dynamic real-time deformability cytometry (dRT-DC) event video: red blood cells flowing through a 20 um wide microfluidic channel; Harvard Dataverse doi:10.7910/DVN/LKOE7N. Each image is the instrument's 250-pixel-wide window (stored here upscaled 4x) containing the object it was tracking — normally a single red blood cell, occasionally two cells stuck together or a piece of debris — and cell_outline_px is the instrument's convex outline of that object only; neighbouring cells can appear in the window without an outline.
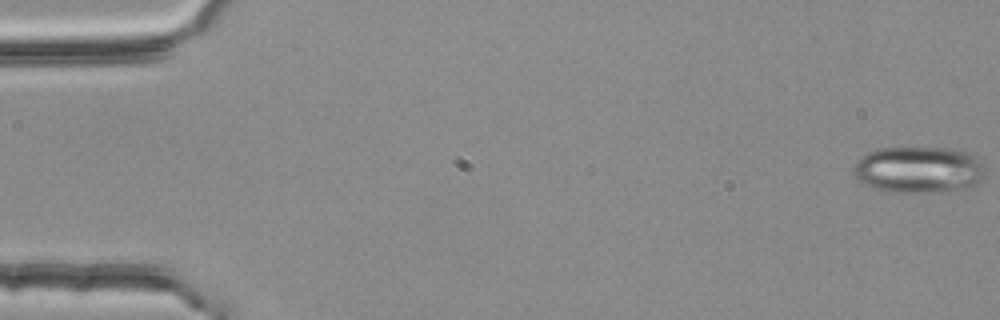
{"species": "common noctule bat (a hibernating species)", "species_latin": "Nyctalus noctula", "temperature_condition": "room temperature", "stored_images_in_passage": 55, "camera_frame_rate_fps": 3000, "um_per_image_px": 0.085, "animal": {"sex": "female", "body_mass_g": 25.1}, "frame": {"image": 1, "passage_image": 1, "time_ms": 0.0, "image_size_px": [1000, 320], "cell_outline_px": [[984, 176], [972, 188], [964, 192], [892, 192], [876, 188], [864, 184], [852, 172], [852, 168], [856, 160], [860, 156], [876, 148], [952, 148], [976, 156], [984, 168]], "centroid_in_image_um": [78.11, 14.44], "position_along_channel_um": 6.9, "area_um2": 36.3}}
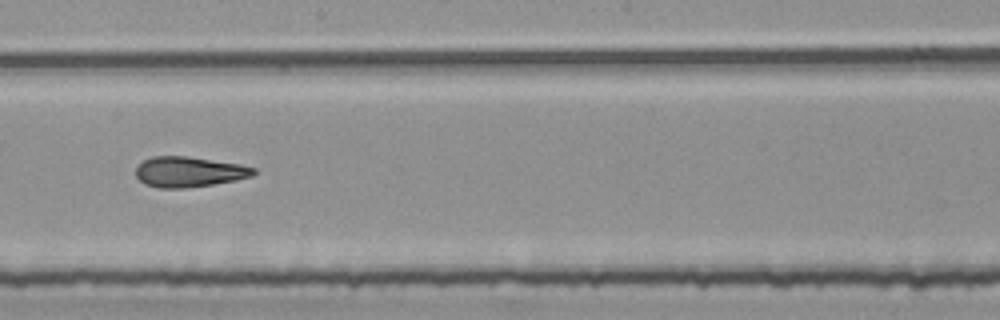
{"frame": {"image": 2, "passage_image": 31, "time_ms": 10.0, "image_size_px": [1000, 320], "cell_outline_px": [[256, 172], [252, 176], [236, 180], [212, 184], [184, 188], [156, 188], [144, 184], [136, 176], [136, 168], [144, 160], [152, 156], [188, 156], [240, 164], [256, 168]], "centroid_in_image_um": [16.06, 14.6], "position_along_channel_um": 232.1, "area_um2": 20.87}}
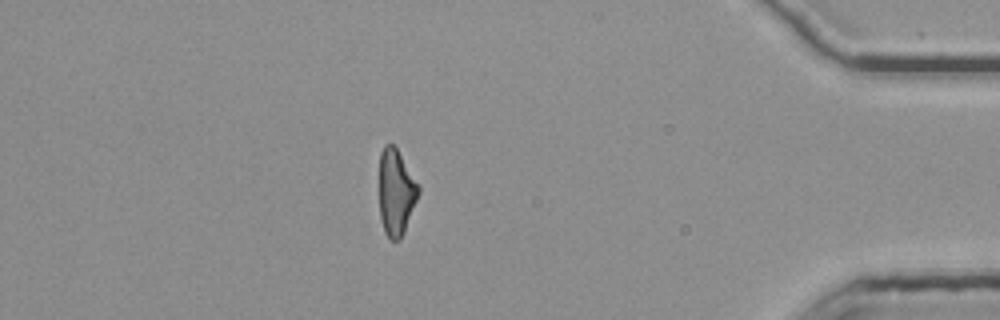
{"frame": {"image": 3, "passage_image": 48, "time_ms": 15.667, "image_size_px": [1000, 320], "cell_outline_px": [[420, 192], [404, 232], [400, 240], [388, 240], [384, 232], [380, 216], [380, 152], [384, 144], [392, 144], [396, 148], [420, 188]], "centroid_in_image_um": [33.65, 16.39], "position_along_channel_um": 401.5, "area_um2": 19.48}, "authors_computed_cell_mechanics": {"area_um2": 21.2126, "velocity_mm_per_s": 3.7852, "shape_relaxation_time_tau1_ms": null, "shape_relaxation_time_tau2_ms": 3.2294, "deformation_change_tau1": null, "deformation_change_tau2": 0.1288}}